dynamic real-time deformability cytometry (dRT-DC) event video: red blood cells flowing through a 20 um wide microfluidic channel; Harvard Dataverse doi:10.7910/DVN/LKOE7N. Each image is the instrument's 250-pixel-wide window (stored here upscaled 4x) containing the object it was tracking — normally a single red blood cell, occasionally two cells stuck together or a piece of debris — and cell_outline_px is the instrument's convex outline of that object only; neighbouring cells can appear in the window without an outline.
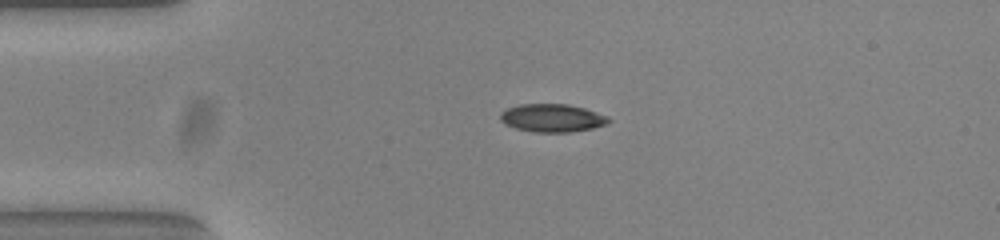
{"species": "common noctule bat (a hibernating species)", "species_latin": "Nyctalus noctula", "temperature_condition": "warm", "stored_images_in_passage": 42, "camera_frame_rate_fps": 3000, "um_per_image_px": 0.085, "animal": {"sex": "female", "body_mass_g": 23.0, "forearm_length_mm": 53.4}, "frame": {"image": 1, "passage_image": 1, "time_ms": 0.0, "image_size_px": [1000, 240], "cell_outline_px": [[612, 120], [608, 124], [592, 128], [568, 132], [536, 132], [516, 128], [504, 124], [500, 120], [500, 112], [508, 108], [520, 104], [568, 104], [584, 108], [608, 116]], "centroid_in_image_um": [46.94, 10.02], "position_along_channel_um": 38.1, "area_um2": 17.69}}
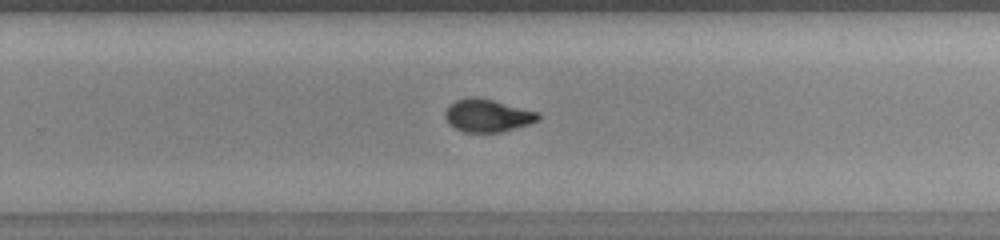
{"frame": {"image": 2, "passage_image": 23, "time_ms": 7.333, "image_size_px": [1000, 240], "cell_outline_px": [[540, 120], [528, 124], [500, 132], [464, 132], [448, 124], [444, 116], [444, 112], [456, 100], [472, 96], [492, 100], [540, 112]], "centroid_in_image_um": [41.44, 9.82], "position_along_channel_um": 288.4, "area_um2": 17.63}}
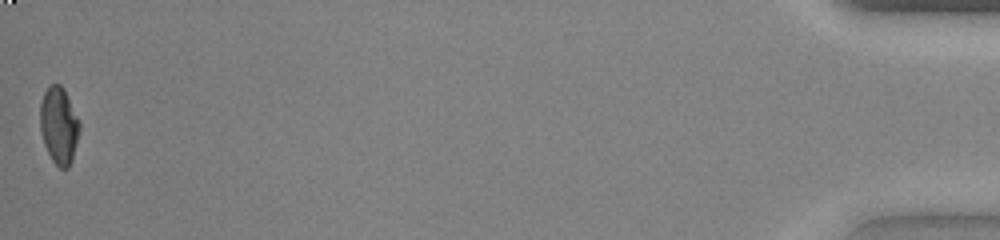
{"frame": {"image": 3, "passage_image": 42, "time_ms": 13.667, "image_size_px": [1000, 240], "cell_outline_px": [[80, 128], [72, 160], [68, 168], [60, 168], [52, 160], [44, 144], [40, 132], [40, 104], [44, 92], [48, 84], [60, 84], [64, 88], [80, 120]], "centroid_in_image_um": [5.01, 10.63], "position_along_channel_um": 430.2, "area_um2": 17.86}, "authors_computed_cell_mechanics": {"area_um2": 17.7157, "velocity_mm_per_s": 3.8351, "shape_relaxation_time_tau1_ms": 7.9244, "shape_relaxation_time_tau2_ms": 1.3421, "deformation_change_tau1": 0.2579, "deformation_change_tau2": 0.0727}}